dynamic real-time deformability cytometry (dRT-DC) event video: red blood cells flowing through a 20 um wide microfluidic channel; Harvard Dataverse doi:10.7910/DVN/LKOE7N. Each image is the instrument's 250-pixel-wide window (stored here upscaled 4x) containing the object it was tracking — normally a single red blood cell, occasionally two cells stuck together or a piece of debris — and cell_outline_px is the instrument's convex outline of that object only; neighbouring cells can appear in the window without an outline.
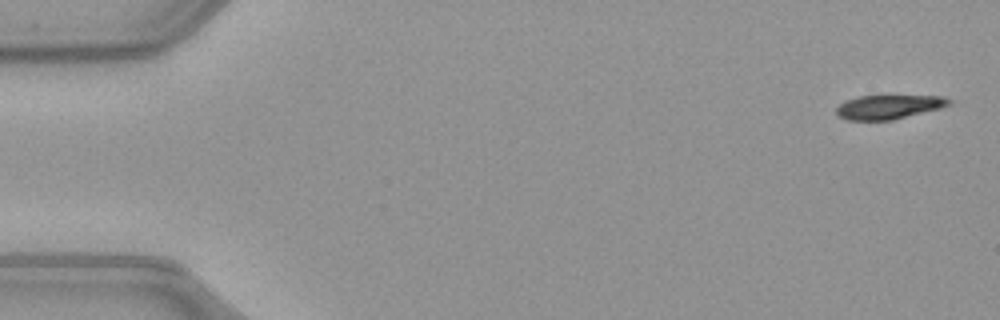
{"species": "common noctule bat (a hibernating species)", "species_latin": "Nyctalus noctula", "temperature_condition": "warm", "stored_images_in_passage": 51, "camera_frame_rate_fps": 3000, "um_per_image_px": 0.085, "animal": {"sex": "female", "body_mass_g": 21.9}, "frame": {"image": 1, "passage_image": 1, "time_ms": 0.0, "image_size_px": [1000, 320], "cell_outline_px": [[952, 104], [940, 108], [892, 120], [844, 120], [836, 116], [836, 108], [844, 100], [856, 96], [944, 96], [952, 100]], "centroid_in_image_um": [75.5, 9.09], "position_along_channel_um": 9.5, "area_um2": 15.95}}
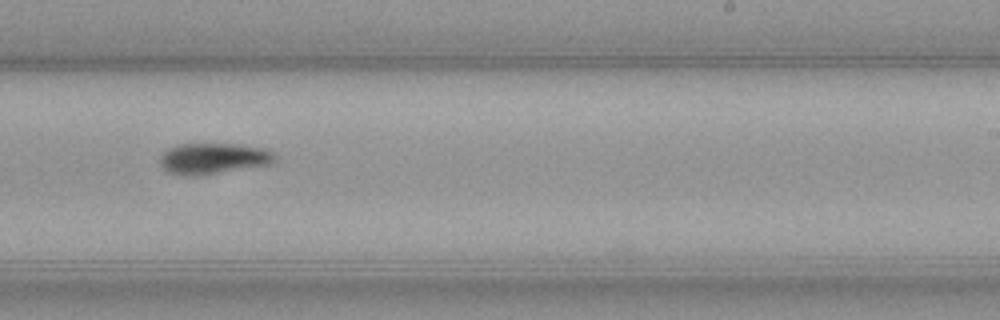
{"frame": {"image": 2, "passage_image": 31, "time_ms": 10.0, "image_size_px": [1000, 320], "cell_outline_px": [[276, 160], [272, 164], [200, 176], [188, 176], [168, 172], [160, 164], [160, 156], [168, 148], [180, 144], [240, 144], [268, 148], [276, 152]], "centroid_in_image_um": [18.21, 13.47], "position_along_channel_um": 270.8, "area_um2": 21.15}}
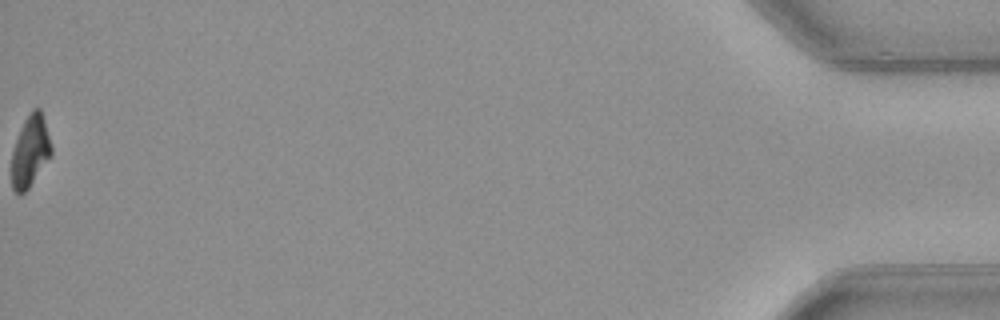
{"frame": {"image": 3, "passage_image": 51, "time_ms": 16.667, "image_size_px": [1000, 320], "cell_outline_px": [[52, 156], [28, 188], [20, 196], [12, 188], [12, 152], [20, 128], [24, 120], [32, 108], [40, 108], [44, 120], [52, 148]], "centroid_in_image_um": [2.57, 12.86], "position_along_channel_um": 432.6, "area_um2": 16.47}, "authors_computed_cell_mechanics": {"area_um2": 19.4786, "velocity_mm_per_s": 4.029, "shape_relaxation_time_tau1_ms": 2.6632, "shape_relaxation_time_tau2_ms": null, "deformation_change_tau1": 0.1408, "deformation_change_tau2": null}}